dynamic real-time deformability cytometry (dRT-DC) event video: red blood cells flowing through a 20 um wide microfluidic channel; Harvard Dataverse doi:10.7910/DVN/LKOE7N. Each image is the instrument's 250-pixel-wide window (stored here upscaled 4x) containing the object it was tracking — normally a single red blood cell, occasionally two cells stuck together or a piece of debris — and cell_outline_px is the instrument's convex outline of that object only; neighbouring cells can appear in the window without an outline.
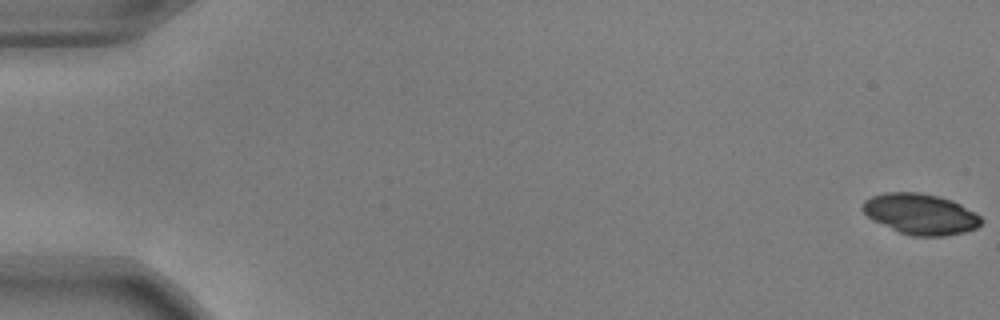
{"species": "common noctule bat (a hibernating species)", "species_latin": "Nyctalus noctula", "temperature_condition": "warm", "stored_images_in_passage": 18, "camera_frame_rate_fps": 3000, "um_per_image_px": 0.085, "animal": {"sex": "male", "body_mass_g": 17.9, "forearm_length_mm": 54.2}, "frame": {"image": 1, "passage_image": 1, "time_ms": 0.0, "image_size_px": [1000, 320], "cell_outline_px": [[984, 220], [976, 228], [964, 232], [944, 236], [912, 236], [900, 232], [872, 220], [860, 208], [864, 200], [872, 196], [888, 192], [920, 192], [940, 196], [952, 200], [976, 212]], "centroid_in_image_um": [78.25, 18.18], "position_along_channel_um": 6.7, "area_um2": 28.26}}
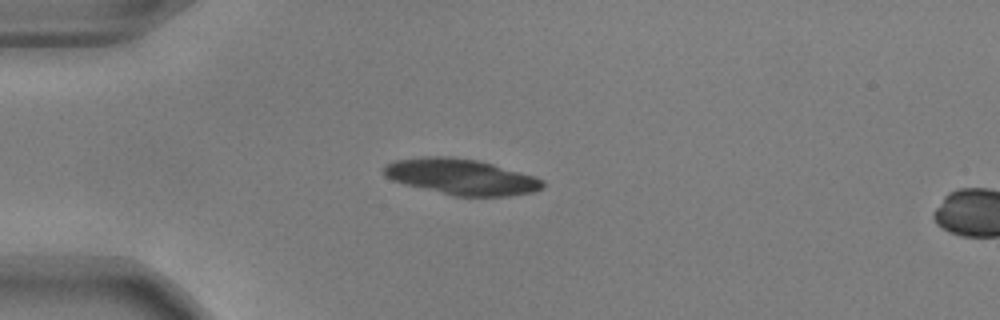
{"frame": {"image": 2, "passage_image": 15, "time_ms": 4.667, "image_size_px": [1000, 320], "cell_outline_px": [[544, 188], [536, 192], [508, 196], [456, 196], [404, 184], [392, 180], [384, 176], [384, 168], [388, 164], [396, 160], [424, 156], [452, 156], [476, 160], [492, 164], [536, 176], [544, 180]], "centroid_in_image_um": [39.25, 15.03], "position_along_channel_um": 45.7, "area_um2": 33.18}}